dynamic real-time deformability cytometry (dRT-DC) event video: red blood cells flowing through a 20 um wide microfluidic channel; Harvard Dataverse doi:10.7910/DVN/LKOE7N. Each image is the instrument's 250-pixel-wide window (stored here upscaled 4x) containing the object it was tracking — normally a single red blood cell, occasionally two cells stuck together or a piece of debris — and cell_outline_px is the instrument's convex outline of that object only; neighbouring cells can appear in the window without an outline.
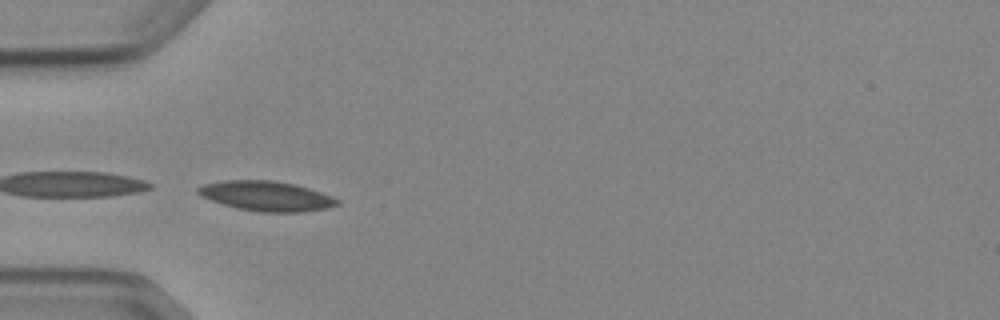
{"species": "Egyptian fruit bat (a non-hibernating species)", "species_latin": "Rousettus aegyptiacus", "temperature_condition": "cold", "stored_images_in_passage": 9, "camera_frame_rate_fps": 3000, "um_per_image_px": 0.085, "animal": {"sex": "female"}, "frame": {"image": 1, "passage_image": 4, "time_ms": 4.333, "image_size_px": [1000, 320], "cell_outline_px": [[340, 204], [328, 208], [304, 212], [260, 212], [236, 208], [200, 196], [196, 192], [196, 188], [204, 184], [224, 180], [272, 180], [296, 184], [332, 196], [340, 200]], "centroid_in_image_um": [22.66, 16.66], "position_along_channel_um": 62.3, "area_um2": 24.33}}